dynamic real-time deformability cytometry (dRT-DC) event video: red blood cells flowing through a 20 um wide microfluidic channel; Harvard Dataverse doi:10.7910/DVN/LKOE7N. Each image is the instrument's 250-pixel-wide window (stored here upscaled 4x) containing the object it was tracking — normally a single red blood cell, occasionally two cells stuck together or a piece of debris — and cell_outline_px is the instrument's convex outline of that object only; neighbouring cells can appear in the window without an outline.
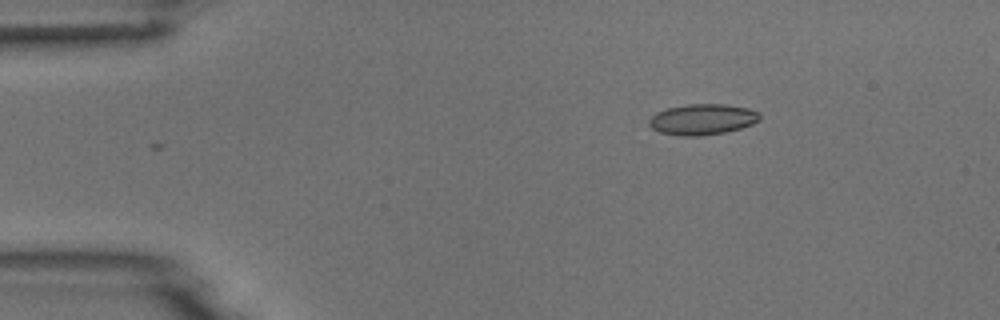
{"species": "common noctule bat (a hibernating species)", "species_latin": "Nyctalus noctula", "temperature_condition": "room temperature", "stored_images_in_passage": 3, "camera_frame_rate_fps": 3000, "um_per_image_px": 0.085, "animal": {"sex": "male", "body_mass_g": 18.8}, "frame": {"image": 1, "passage_image": 3, "time_ms": 2.333, "image_size_px": [1000, 320], "cell_outline_px": [[760, 120], [752, 124], [740, 128], [724, 132], [700, 136], [680, 136], [660, 132], [652, 128], [648, 124], [648, 120], [656, 112], [668, 108], [688, 104], [724, 104], [748, 108], [756, 112], [760, 116]], "centroid_in_image_um": [59.68, 10.15], "position_along_channel_um": 25.3, "area_um2": 19.77}}